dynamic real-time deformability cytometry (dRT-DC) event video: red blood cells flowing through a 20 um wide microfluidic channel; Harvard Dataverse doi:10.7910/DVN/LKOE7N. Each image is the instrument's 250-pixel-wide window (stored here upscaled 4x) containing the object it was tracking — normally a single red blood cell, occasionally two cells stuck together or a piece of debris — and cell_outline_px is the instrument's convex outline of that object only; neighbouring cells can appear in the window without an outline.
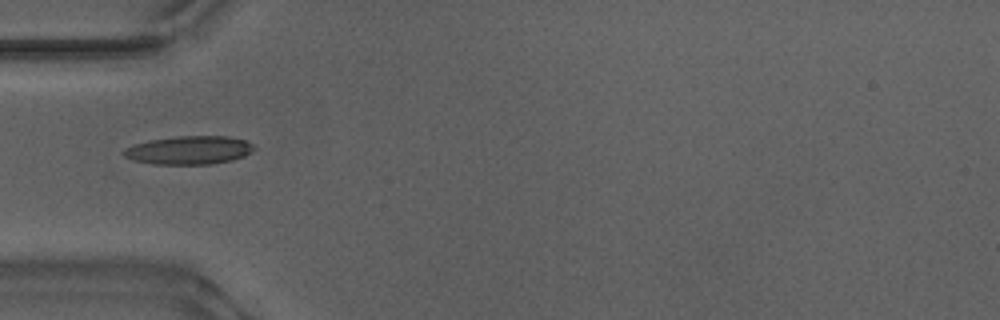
{"species": "Egyptian fruit bat (a non-hibernating species)", "species_latin": "Rousettus aegyptiacus", "temperature_condition": "warm", "stored_images_in_passage": 37, "camera_frame_rate_fps": 3000, "um_per_image_px": 0.085, "animal": {"sex": "male"}, "frame": {"image": 1, "passage_image": 1, "time_ms": 0.0, "image_size_px": [1000, 320], "cell_outline_px": [[256, 148], [252, 152], [244, 156], [232, 160], [212, 164], [152, 164], [132, 160], [124, 156], [120, 152], [124, 148], [136, 144], [152, 140], [176, 136], [228, 136], [244, 140], [252, 144]], "centroid_in_image_um": [16.07, 12.77], "position_along_channel_um": 68.9, "area_um2": 21.62}}
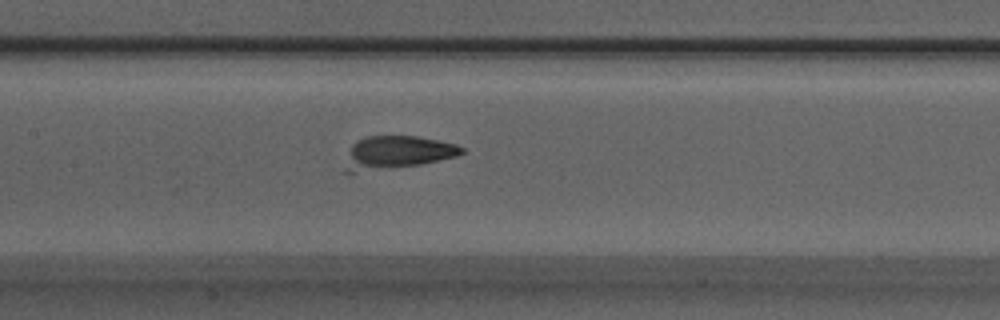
{"frame": {"image": 2, "passage_image": 9, "time_ms": 2.667, "image_size_px": [1000, 320], "cell_outline_px": [[464, 152], [456, 156], [420, 164], [352, 172], [344, 172], [344, 168], [352, 144], [368, 136], [416, 136], [456, 144], [464, 148]], "centroid_in_image_um": [33.76, 12.95], "position_along_channel_um": 173.6, "area_um2": 21.73}}
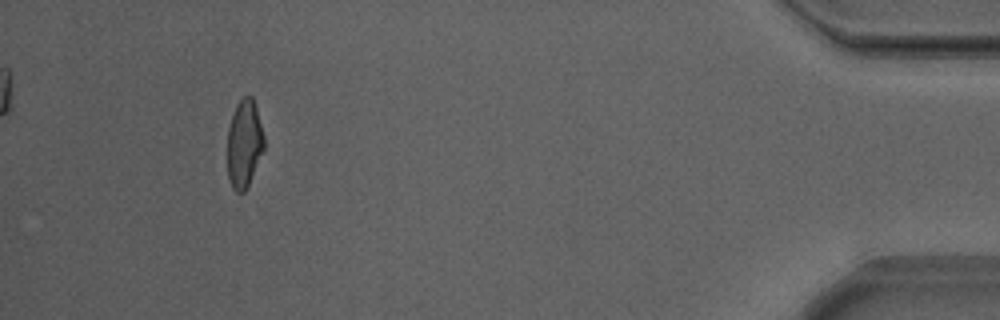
{"frame": {"image": 3, "passage_image": 33, "time_ms": 10.667, "image_size_px": [1000, 320], "cell_outline_px": [[264, 148], [248, 184], [244, 192], [236, 192], [232, 188], [228, 176], [228, 128], [236, 104], [244, 96], [252, 96], [256, 108], [264, 136]], "centroid_in_image_um": [20.75, 12.2], "position_along_channel_um": 414.5, "area_um2": 18.44}, "authors_computed_cell_mechanics": {"area_um2": 19.8254, "velocity_mm_per_s": 3.8753, "shape_relaxation_time_tau1_ms": 2.626, "shape_relaxation_time_tau2_ms": null, "deformation_change_tau1": 0.1211, "deformation_change_tau2": null}}